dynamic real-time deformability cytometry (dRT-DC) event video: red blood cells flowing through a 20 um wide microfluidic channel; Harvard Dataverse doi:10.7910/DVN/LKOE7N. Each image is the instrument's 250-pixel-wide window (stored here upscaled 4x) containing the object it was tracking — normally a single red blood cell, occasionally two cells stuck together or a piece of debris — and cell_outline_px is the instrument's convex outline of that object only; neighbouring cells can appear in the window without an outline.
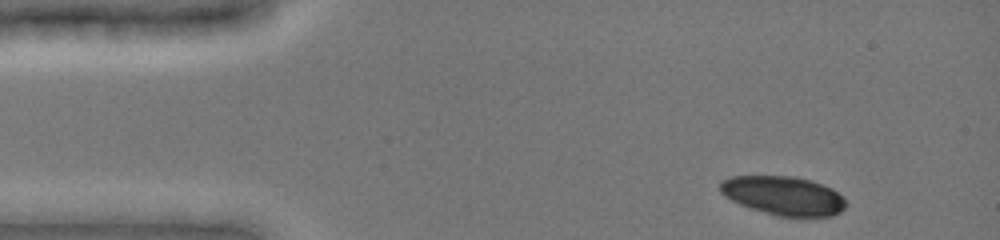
{"species": "common noctule bat (a hibernating species)", "species_latin": "Nyctalus noctula", "temperature_condition": "cold", "stored_images_in_passage": 13, "camera_frame_rate_fps": 3000, "um_per_image_px": 0.085, "animal": {"sex": "female", "body_mass_g": 19.0, "forearm_length_mm": 51.5}, "frame": {"image": 1, "passage_image": 1, "time_ms": 0.0, "image_size_px": [1000, 240], "cell_outline_px": [[848, 204], [840, 212], [832, 216], [780, 216], [752, 208], [740, 204], [724, 196], [720, 192], [720, 180], [732, 176], [796, 176], [812, 180], [832, 188]], "centroid_in_image_um": [66.59, 16.61], "position_along_channel_um": 18.4, "area_um2": 28.38}}